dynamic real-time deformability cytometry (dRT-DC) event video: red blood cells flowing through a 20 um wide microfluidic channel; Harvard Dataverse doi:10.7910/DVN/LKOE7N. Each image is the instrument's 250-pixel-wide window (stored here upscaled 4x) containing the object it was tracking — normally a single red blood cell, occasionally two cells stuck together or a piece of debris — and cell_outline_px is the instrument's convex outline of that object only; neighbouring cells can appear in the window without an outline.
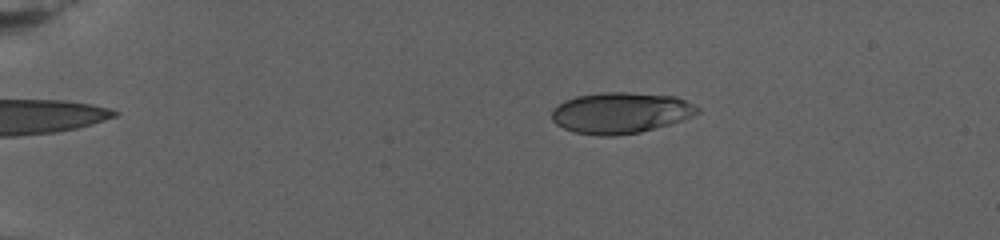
{"species": "human", "species_latin": "Homo sapiens", "temperature_condition": "warm", "stored_images_in_passage": 83, "camera_frame_rate_fps": 3000, "um_per_image_px": 0.085, "donor": {"sex": "female"}, "frame": {"image": 1, "passage_image": 21, "time_ms": 5.667, "image_size_px": [1000, 240], "cell_outline_px": [[700, 112], [692, 116], [668, 124], [640, 132], [616, 136], [600, 136], [576, 132], [564, 128], [556, 124], [552, 120], [552, 108], [564, 100], [576, 96], [604, 92], [624, 92], [676, 96], [700, 108]], "centroid_in_image_um": [52.72, 9.59], "position_along_channel_um": 32.3, "area_um2": 34.74}}
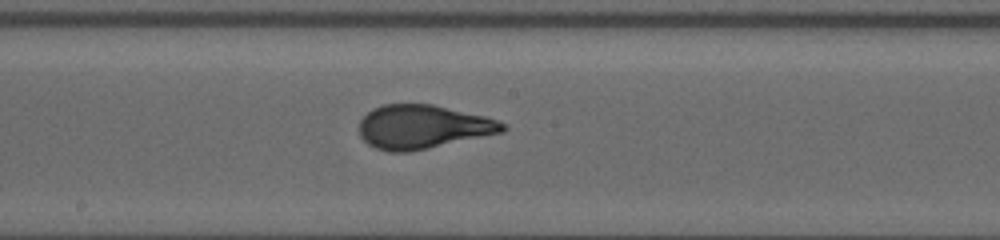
{"frame": {"image": 2, "passage_image": 55, "time_ms": 15.667, "image_size_px": [1000, 240], "cell_outline_px": [[508, 128], [504, 132], [408, 152], [388, 152], [376, 148], [368, 144], [360, 136], [360, 120], [372, 108], [384, 104], [432, 104], [484, 116], [496, 120], [504, 124]], "centroid_in_image_um": [35.92, 10.78], "position_along_channel_um": 212.3, "area_um2": 36.36}}
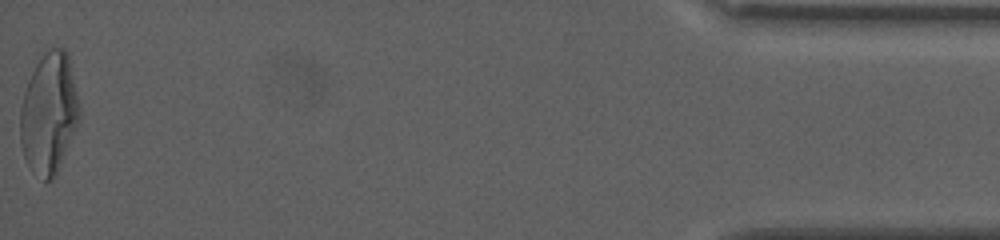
{"frame": {"image": 3, "passage_image": 83, "time_ms": 27.0, "image_size_px": [1000, 240], "cell_outline_px": [[80, 120], [56, 176], [52, 180], [44, 180], [28, 164], [24, 156], [20, 144], [20, 108], [24, 92], [28, 80], [36, 64], [52, 48], [64, 48], [68, 52], [80, 104]], "centroid_in_image_um": [4.19, 9.64], "position_along_channel_um": 431.0, "area_um2": 41.67}, "authors_computed_cell_mechanics": {"area_um2": 35.6626, "velocity_mm_per_s": 2.6568, "shape_relaxation_time_tau1_ms": 7.3134, "shape_relaxation_time_tau2_ms": null, "deformation_change_tau1": 0.2473, "deformation_change_tau2": null}}